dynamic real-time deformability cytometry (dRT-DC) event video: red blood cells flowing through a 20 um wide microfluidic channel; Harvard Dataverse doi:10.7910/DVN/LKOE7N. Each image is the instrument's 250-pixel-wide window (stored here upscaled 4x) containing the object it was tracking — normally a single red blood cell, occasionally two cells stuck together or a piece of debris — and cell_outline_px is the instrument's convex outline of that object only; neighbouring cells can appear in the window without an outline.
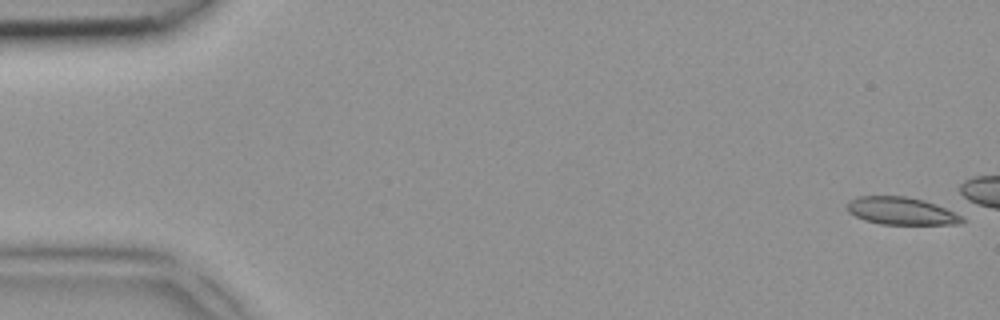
{"species": "common noctule bat (a hibernating species)", "species_latin": "Nyctalus noctula", "temperature_condition": "room temperature", "stored_images_in_passage": 4, "camera_frame_rate_fps": 3000, "um_per_image_px": 0.085, "animal": {"sex": "female", "body_mass_g": 18.4}, "frame": {"image": 1, "passage_image": 1, "time_ms": 0.0, "image_size_px": [1000, 320], "cell_outline_px": [[964, 220], [960, 224], [880, 224], [864, 220], [848, 212], [844, 204], [848, 200], [856, 196], [904, 196], [924, 200], [936, 204], [960, 216]], "centroid_in_image_um": [76.51, 17.92], "position_along_channel_um": 8.5, "area_um2": 18.44}}